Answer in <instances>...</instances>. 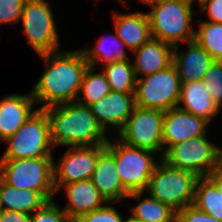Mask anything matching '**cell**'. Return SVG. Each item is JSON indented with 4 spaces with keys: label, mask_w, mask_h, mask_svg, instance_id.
<instances>
[{
    "label": "cell",
    "mask_w": 222,
    "mask_h": 222,
    "mask_svg": "<svg viewBox=\"0 0 222 222\" xmlns=\"http://www.w3.org/2000/svg\"><path fill=\"white\" fill-rule=\"evenodd\" d=\"M55 158L0 159V178L22 190L38 191L49 200L56 195L53 161Z\"/></svg>",
    "instance_id": "cell-6"
},
{
    "label": "cell",
    "mask_w": 222,
    "mask_h": 222,
    "mask_svg": "<svg viewBox=\"0 0 222 222\" xmlns=\"http://www.w3.org/2000/svg\"><path fill=\"white\" fill-rule=\"evenodd\" d=\"M65 190L66 205L62 209L69 218H80L107 203L90 179L62 185Z\"/></svg>",
    "instance_id": "cell-18"
},
{
    "label": "cell",
    "mask_w": 222,
    "mask_h": 222,
    "mask_svg": "<svg viewBox=\"0 0 222 222\" xmlns=\"http://www.w3.org/2000/svg\"><path fill=\"white\" fill-rule=\"evenodd\" d=\"M162 161L199 178L207 177L222 163V146L211 142L208 134L197 136L171 146Z\"/></svg>",
    "instance_id": "cell-7"
},
{
    "label": "cell",
    "mask_w": 222,
    "mask_h": 222,
    "mask_svg": "<svg viewBox=\"0 0 222 222\" xmlns=\"http://www.w3.org/2000/svg\"><path fill=\"white\" fill-rule=\"evenodd\" d=\"M105 145L70 146L57 161H53L54 187L56 193L60 187L72 182L91 179L94 173L98 154Z\"/></svg>",
    "instance_id": "cell-12"
},
{
    "label": "cell",
    "mask_w": 222,
    "mask_h": 222,
    "mask_svg": "<svg viewBox=\"0 0 222 222\" xmlns=\"http://www.w3.org/2000/svg\"><path fill=\"white\" fill-rule=\"evenodd\" d=\"M0 198L3 210L32 214L50 200L38 191L22 190L12 187L0 178Z\"/></svg>",
    "instance_id": "cell-24"
},
{
    "label": "cell",
    "mask_w": 222,
    "mask_h": 222,
    "mask_svg": "<svg viewBox=\"0 0 222 222\" xmlns=\"http://www.w3.org/2000/svg\"><path fill=\"white\" fill-rule=\"evenodd\" d=\"M177 222H222L205 212L197 209L194 205L186 206L177 213Z\"/></svg>",
    "instance_id": "cell-33"
},
{
    "label": "cell",
    "mask_w": 222,
    "mask_h": 222,
    "mask_svg": "<svg viewBox=\"0 0 222 222\" xmlns=\"http://www.w3.org/2000/svg\"><path fill=\"white\" fill-rule=\"evenodd\" d=\"M199 9L207 17L204 21L222 23V0H201Z\"/></svg>",
    "instance_id": "cell-34"
},
{
    "label": "cell",
    "mask_w": 222,
    "mask_h": 222,
    "mask_svg": "<svg viewBox=\"0 0 222 222\" xmlns=\"http://www.w3.org/2000/svg\"><path fill=\"white\" fill-rule=\"evenodd\" d=\"M96 71V68L92 66H88L85 70L77 102L90 106L111 92L105 74L102 71Z\"/></svg>",
    "instance_id": "cell-27"
},
{
    "label": "cell",
    "mask_w": 222,
    "mask_h": 222,
    "mask_svg": "<svg viewBox=\"0 0 222 222\" xmlns=\"http://www.w3.org/2000/svg\"><path fill=\"white\" fill-rule=\"evenodd\" d=\"M193 6L186 0H167L150 6L147 16L151 36L173 47L194 40Z\"/></svg>",
    "instance_id": "cell-3"
},
{
    "label": "cell",
    "mask_w": 222,
    "mask_h": 222,
    "mask_svg": "<svg viewBox=\"0 0 222 222\" xmlns=\"http://www.w3.org/2000/svg\"><path fill=\"white\" fill-rule=\"evenodd\" d=\"M53 200L31 214V222H66L67 213Z\"/></svg>",
    "instance_id": "cell-30"
},
{
    "label": "cell",
    "mask_w": 222,
    "mask_h": 222,
    "mask_svg": "<svg viewBox=\"0 0 222 222\" xmlns=\"http://www.w3.org/2000/svg\"><path fill=\"white\" fill-rule=\"evenodd\" d=\"M194 5V3L200 4L201 0H186Z\"/></svg>",
    "instance_id": "cell-41"
},
{
    "label": "cell",
    "mask_w": 222,
    "mask_h": 222,
    "mask_svg": "<svg viewBox=\"0 0 222 222\" xmlns=\"http://www.w3.org/2000/svg\"><path fill=\"white\" fill-rule=\"evenodd\" d=\"M163 1H167V0H140L141 3L145 4V6H148V7L159 2H163Z\"/></svg>",
    "instance_id": "cell-37"
},
{
    "label": "cell",
    "mask_w": 222,
    "mask_h": 222,
    "mask_svg": "<svg viewBox=\"0 0 222 222\" xmlns=\"http://www.w3.org/2000/svg\"><path fill=\"white\" fill-rule=\"evenodd\" d=\"M163 116L162 110L136 105L128 121L115 137L126 145L153 151L162 158L164 155Z\"/></svg>",
    "instance_id": "cell-11"
},
{
    "label": "cell",
    "mask_w": 222,
    "mask_h": 222,
    "mask_svg": "<svg viewBox=\"0 0 222 222\" xmlns=\"http://www.w3.org/2000/svg\"><path fill=\"white\" fill-rule=\"evenodd\" d=\"M66 222H81L78 218H69Z\"/></svg>",
    "instance_id": "cell-40"
},
{
    "label": "cell",
    "mask_w": 222,
    "mask_h": 222,
    "mask_svg": "<svg viewBox=\"0 0 222 222\" xmlns=\"http://www.w3.org/2000/svg\"><path fill=\"white\" fill-rule=\"evenodd\" d=\"M135 93L111 91L90 105L98 124L108 134V130H116V134L124 127L135 108Z\"/></svg>",
    "instance_id": "cell-13"
},
{
    "label": "cell",
    "mask_w": 222,
    "mask_h": 222,
    "mask_svg": "<svg viewBox=\"0 0 222 222\" xmlns=\"http://www.w3.org/2000/svg\"><path fill=\"white\" fill-rule=\"evenodd\" d=\"M26 0H0V26L20 22Z\"/></svg>",
    "instance_id": "cell-32"
},
{
    "label": "cell",
    "mask_w": 222,
    "mask_h": 222,
    "mask_svg": "<svg viewBox=\"0 0 222 222\" xmlns=\"http://www.w3.org/2000/svg\"><path fill=\"white\" fill-rule=\"evenodd\" d=\"M95 1V0H94ZM99 1V0H96ZM119 2H121V4H123L125 8H127V6L129 5L128 2L126 0H118Z\"/></svg>",
    "instance_id": "cell-39"
},
{
    "label": "cell",
    "mask_w": 222,
    "mask_h": 222,
    "mask_svg": "<svg viewBox=\"0 0 222 222\" xmlns=\"http://www.w3.org/2000/svg\"><path fill=\"white\" fill-rule=\"evenodd\" d=\"M192 205L222 221V195L208 177L197 179Z\"/></svg>",
    "instance_id": "cell-25"
},
{
    "label": "cell",
    "mask_w": 222,
    "mask_h": 222,
    "mask_svg": "<svg viewBox=\"0 0 222 222\" xmlns=\"http://www.w3.org/2000/svg\"><path fill=\"white\" fill-rule=\"evenodd\" d=\"M178 108L212 122L220 113L209 91L201 81L181 83Z\"/></svg>",
    "instance_id": "cell-21"
},
{
    "label": "cell",
    "mask_w": 222,
    "mask_h": 222,
    "mask_svg": "<svg viewBox=\"0 0 222 222\" xmlns=\"http://www.w3.org/2000/svg\"><path fill=\"white\" fill-rule=\"evenodd\" d=\"M0 215L1 222H31L30 213L3 210Z\"/></svg>",
    "instance_id": "cell-35"
},
{
    "label": "cell",
    "mask_w": 222,
    "mask_h": 222,
    "mask_svg": "<svg viewBox=\"0 0 222 222\" xmlns=\"http://www.w3.org/2000/svg\"><path fill=\"white\" fill-rule=\"evenodd\" d=\"M210 122L178 107L164 112V153L173 145L197 136L207 135Z\"/></svg>",
    "instance_id": "cell-14"
},
{
    "label": "cell",
    "mask_w": 222,
    "mask_h": 222,
    "mask_svg": "<svg viewBox=\"0 0 222 222\" xmlns=\"http://www.w3.org/2000/svg\"><path fill=\"white\" fill-rule=\"evenodd\" d=\"M44 110L50 121L54 148L107 144L109 136L98 124L90 106L71 101Z\"/></svg>",
    "instance_id": "cell-2"
},
{
    "label": "cell",
    "mask_w": 222,
    "mask_h": 222,
    "mask_svg": "<svg viewBox=\"0 0 222 222\" xmlns=\"http://www.w3.org/2000/svg\"><path fill=\"white\" fill-rule=\"evenodd\" d=\"M198 178L190 171L172 168L161 161L150 177L144 192L178 213L193 204Z\"/></svg>",
    "instance_id": "cell-8"
},
{
    "label": "cell",
    "mask_w": 222,
    "mask_h": 222,
    "mask_svg": "<svg viewBox=\"0 0 222 222\" xmlns=\"http://www.w3.org/2000/svg\"><path fill=\"white\" fill-rule=\"evenodd\" d=\"M132 53L136 77L154 74L173 64L174 47L153 37Z\"/></svg>",
    "instance_id": "cell-17"
},
{
    "label": "cell",
    "mask_w": 222,
    "mask_h": 222,
    "mask_svg": "<svg viewBox=\"0 0 222 222\" xmlns=\"http://www.w3.org/2000/svg\"><path fill=\"white\" fill-rule=\"evenodd\" d=\"M186 44L187 51L174 46L173 65L181 83L201 81L214 59L195 40Z\"/></svg>",
    "instance_id": "cell-19"
},
{
    "label": "cell",
    "mask_w": 222,
    "mask_h": 222,
    "mask_svg": "<svg viewBox=\"0 0 222 222\" xmlns=\"http://www.w3.org/2000/svg\"><path fill=\"white\" fill-rule=\"evenodd\" d=\"M105 148L114 156L121 183L129 193L144 191L155 168L162 161L161 157L158 160L155 158L157 153L131 147L117 137L114 142L109 137Z\"/></svg>",
    "instance_id": "cell-5"
},
{
    "label": "cell",
    "mask_w": 222,
    "mask_h": 222,
    "mask_svg": "<svg viewBox=\"0 0 222 222\" xmlns=\"http://www.w3.org/2000/svg\"><path fill=\"white\" fill-rule=\"evenodd\" d=\"M35 105L31 90L28 94L10 93L0 99V142L13 135L38 110Z\"/></svg>",
    "instance_id": "cell-15"
},
{
    "label": "cell",
    "mask_w": 222,
    "mask_h": 222,
    "mask_svg": "<svg viewBox=\"0 0 222 222\" xmlns=\"http://www.w3.org/2000/svg\"><path fill=\"white\" fill-rule=\"evenodd\" d=\"M47 0H26L21 19L22 33L37 55L58 51L60 36L55 15Z\"/></svg>",
    "instance_id": "cell-9"
},
{
    "label": "cell",
    "mask_w": 222,
    "mask_h": 222,
    "mask_svg": "<svg viewBox=\"0 0 222 222\" xmlns=\"http://www.w3.org/2000/svg\"><path fill=\"white\" fill-rule=\"evenodd\" d=\"M194 40L209 53L214 60L222 61V23L195 19Z\"/></svg>",
    "instance_id": "cell-28"
},
{
    "label": "cell",
    "mask_w": 222,
    "mask_h": 222,
    "mask_svg": "<svg viewBox=\"0 0 222 222\" xmlns=\"http://www.w3.org/2000/svg\"><path fill=\"white\" fill-rule=\"evenodd\" d=\"M207 177L216 185L222 195V163Z\"/></svg>",
    "instance_id": "cell-36"
},
{
    "label": "cell",
    "mask_w": 222,
    "mask_h": 222,
    "mask_svg": "<svg viewBox=\"0 0 222 222\" xmlns=\"http://www.w3.org/2000/svg\"><path fill=\"white\" fill-rule=\"evenodd\" d=\"M3 211V206H2V201H1V198H0V212Z\"/></svg>",
    "instance_id": "cell-42"
},
{
    "label": "cell",
    "mask_w": 222,
    "mask_h": 222,
    "mask_svg": "<svg viewBox=\"0 0 222 222\" xmlns=\"http://www.w3.org/2000/svg\"><path fill=\"white\" fill-rule=\"evenodd\" d=\"M144 191L131 192L126 200L133 199L137 204L130 207L131 216L141 222H177V212ZM144 196V197H143Z\"/></svg>",
    "instance_id": "cell-23"
},
{
    "label": "cell",
    "mask_w": 222,
    "mask_h": 222,
    "mask_svg": "<svg viewBox=\"0 0 222 222\" xmlns=\"http://www.w3.org/2000/svg\"><path fill=\"white\" fill-rule=\"evenodd\" d=\"M90 180L107 202L116 204L126 200L130 194L121 183L114 156L106 148L98 154L96 167Z\"/></svg>",
    "instance_id": "cell-16"
},
{
    "label": "cell",
    "mask_w": 222,
    "mask_h": 222,
    "mask_svg": "<svg viewBox=\"0 0 222 222\" xmlns=\"http://www.w3.org/2000/svg\"><path fill=\"white\" fill-rule=\"evenodd\" d=\"M111 91L135 93L136 80L132 61H115L102 66Z\"/></svg>",
    "instance_id": "cell-26"
},
{
    "label": "cell",
    "mask_w": 222,
    "mask_h": 222,
    "mask_svg": "<svg viewBox=\"0 0 222 222\" xmlns=\"http://www.w3.org/2000/svg\"><path fill=\"white\" fill-rule=\"evenodd\" d=\"M181 82L175 66L143 77H137L135 104L142 108L168 111L177 107Z\"/></svg>",
    "instance_id": "cell-10"
},
{
    "label": "cell",
    "mask_w": 222,
    "mask_h": 222,
    "mask_svg": "<svg viewBox=\"0 0 222 222\" xmlns=\"http://www.w3.org/2000/svg\"><path fill=\"white\" fill-rule=\"evenodd\" d=\"M112 205L113 202H107L102 207L84 214L78 219L81 222H123L124 218L121 216V212Z\"/></svg>",
    "instance_id": "cell-31"
},
{
    "label": "cell",
    "mask_w": 222,
    "mask_h": 222,
    "mask_svg": "<svg viewBox=\"0 0 222 222\" xmlns=\"http://www.w3.org/2000/svg\"><path fill=\"white\" fill-rule=\"evenodd\" d=\"M203 84L209 91L213 102L217 107L222 109V61L213 60L208 70L206 71Z\"/></svg>",
    "instance_id": "cell-29"
},
{
    "label": "cell",
    "mask_w": 222,
    "mask_h": 222,
    "mask_svg": "<svg viewBox=\"0 0 222 222\" xmlns=\"http://www.w3.org/2000/svg\"><path fill=\"white\" fill-rule=\"evenodd\" d=\"M45 64L39 80L31 90L38 109L76 101L83 75L89 64L80 49L58 50L39 54Z\"/></svg>",
    "instance_id": "cell-1"
},
{
    "label": "cell",
    "mask_w": 222,
    "mask_h": 222,
    "mask_svg": "<svg viewBox=\"0 0 222 222\" xmlns=\"http://www.w3.org/2000/svg\"><path fill=\"white\" fill-rule=\"evenodd\" d=\"M95 42L93 47L87 45V47L80 49L89 66L98 69L97 66L100 65V63L103 66L115 61L131 60L128 57V52L125 50H128V48L118 38L116 32L109 35H101Z\"/></svg>",
    "instance_id": "cell-22"
},
{
    "label": "cell",
    "mask_w": 222,
    "mask_h": 222,
    "mask_svg": "<svg viewBox=\"0 0 222 222\" xmlns=\"http://www.w3.org/2000/svg\"><path fill=\"white\" fill-rule=\"evenodd\" d=\"M123 222H141V221L137 220V219L133 218L131 215H129V217L124 218Z\"/></svg>",
    "instance_id": "cell-38"
},
{
    "label": "cell",
    "mask_w": 222,
    "mask_h": 222,
    "mask_svg": "<svg viewBox=\"0 0 222 222\" xmlns=\"http://www.w3.org/2000/svg\"><path fill=\"white\" fill-rule=\"evenodd\" d=\"M0 159L54 158L50 121L44 109H38L9 138Z\"/></svg>",
    "instance_id": "cell-4"
},
{
    "label": "cell",
    "mask_w": 222,
    "mask_h": 222,
    "mask_svg": "<svg viewBox=\"0 0 222 222\" xmlns=\"http://www.w3.org/2000/svg\"><path fill=\"white\" fill-rule=\"evenodd\" d=\"M112 14L114 31L128 48V52L135 51L152 37L146 12L122 13L114 11Z\"/></svg>",
    "instance_id": "cell-20"
}]
</instances>
